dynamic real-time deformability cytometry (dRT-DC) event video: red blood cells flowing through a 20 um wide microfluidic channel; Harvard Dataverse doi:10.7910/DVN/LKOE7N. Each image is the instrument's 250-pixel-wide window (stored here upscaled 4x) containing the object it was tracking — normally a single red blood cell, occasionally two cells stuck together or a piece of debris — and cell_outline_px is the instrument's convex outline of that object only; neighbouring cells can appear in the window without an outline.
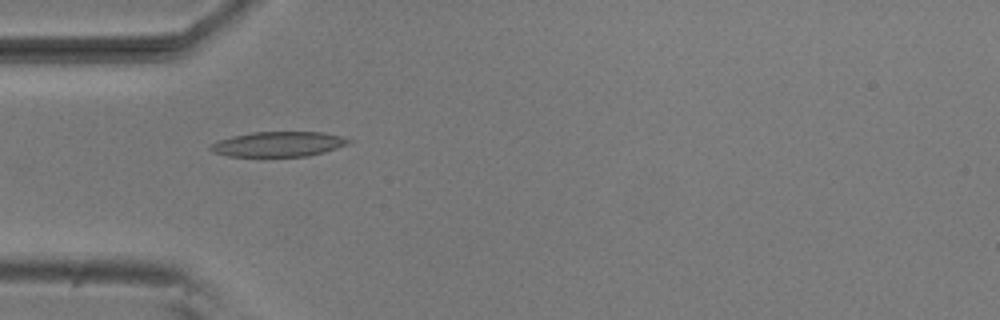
{"species": "common noctule bat (a hibernating species)", "species_latin": "Nyctalus noctula", "temperature_condition": "room temperature", "stored_images_in_passage": 6, "camera_frame_rate_fps": 3000, "um_per_image_px": 0.085, "animal": {"sex": "male", "body_mass_g": 20.5, "forearm_length_mm": 52.5}, "frame": {"image": 1, "passage_image": 5, "time_ms": 1.333, "image_size_px": [1000, 320], "cell_outline_px": [[352, 140], [348, 144], [324, 152], [308, 156], [228, 156], [212, 152], [208, 148], [208, 144], [216, 140], [232, 136], [252, 132], [324, 132], [340, 136]], "centroid_in_image_um": [23.6, 12.25], "position_along_channel_um": 61.4, "area_um2": 20.23}}
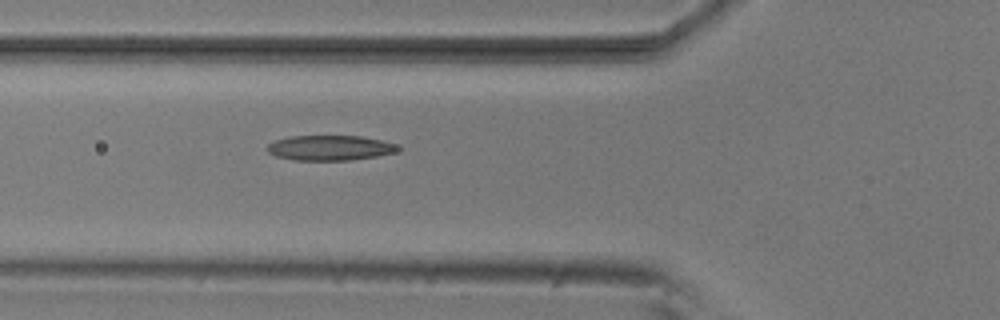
{"frame": {"image": 2, "passage_image": 6, "time_ms": 1.667, "image_size_px": [1000, 320], "cell_outline_px": [[400, 148], [396, 152], [376, 156], [348, 160], [296, 160], [276, 156], [268, 152], [268, 144], [276, 140], [292, 136], [360, 136], [380, 140], [396, 144]], "centroid_in_image_um": [28.05, 12.56], "position_along_channel_um": 97.8, "area_um2": 18.84}}